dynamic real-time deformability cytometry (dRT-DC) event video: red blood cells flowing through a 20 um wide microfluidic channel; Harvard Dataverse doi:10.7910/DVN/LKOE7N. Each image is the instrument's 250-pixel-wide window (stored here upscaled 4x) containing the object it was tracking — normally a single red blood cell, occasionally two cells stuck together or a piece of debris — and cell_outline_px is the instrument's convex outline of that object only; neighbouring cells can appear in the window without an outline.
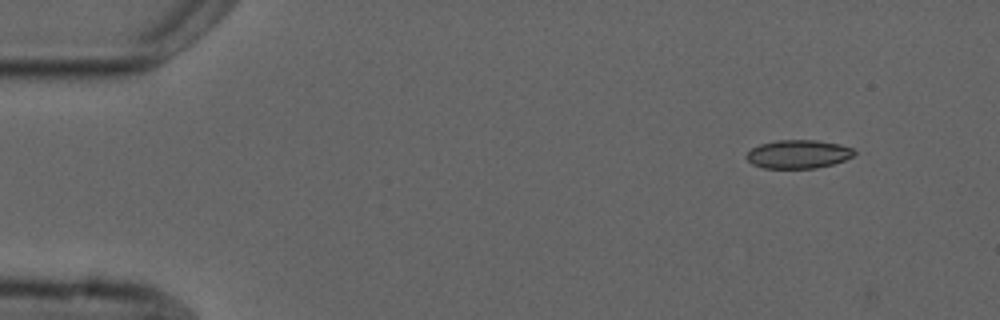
{"species": "common noctule bat (a hibernating species)", "species_latin": "Nyctalus noctula", "temperature_condition": "cold", "stored_images_in_passage": 6, "camera_frame_rate_fps": 3000, "um_per_image_px": 0.085, "animal": {"sex": "male", "forearm_length_mm": 52.5}, "frame": {"image": 1, "passage_image": 1, "time_ms": 0.0, "image_size_px": [1000, 320], "cell_outline_px": [[856, 152], [852, 156], [844, 160], [832, 164], [816, 168], [764, 168], [752, 164], [744, 156], [752, 148], [760, 144], [776, 140], [816, 140], [840, 144], [852, 148]], "centroid_in_image_um": [67.83, 13.1], "position_along_channel_um": 17.2, "area_um2": 17.86}}
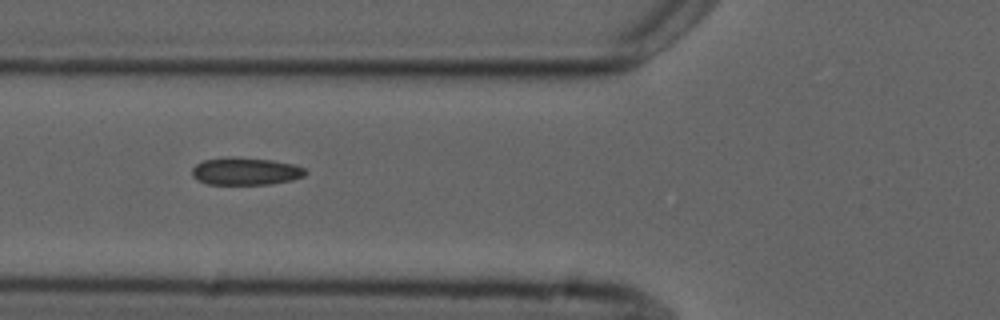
{"frame": {"image": 2, "passage_image": 5, "time_ms": 5.0, "image_size_px": [1000, 320], "cell_outline_px": [[308, 172], [304, 176], [292, 180], [272, 184], [208, 184], [196, 180], [192, 176], [192, 168], [196, 164], [204, 160], [228, 156], [232, 156], [272, 160], [292, 164], [304, 168]], "centroid_in_image_um": [20.86, 14.55], "position_along_channel_um": 104.9, "area_um2": 18.32}}
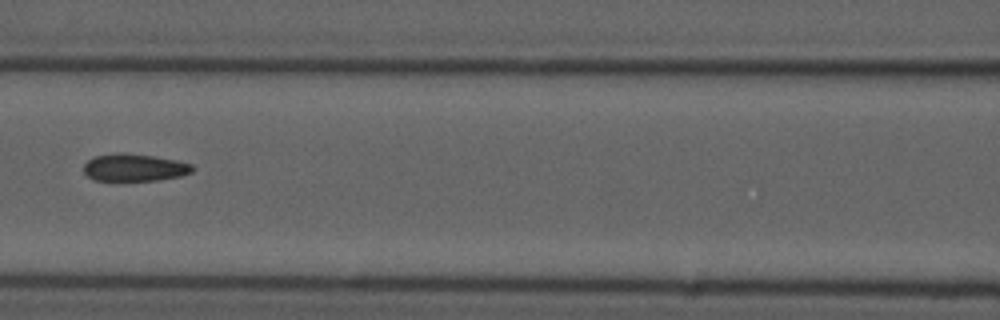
{"frame": {"image": 3, "passage_image": 6, "time_ms": 6.333, "image_size_px": [1000, 320], "cell_outline_px": [[196, 168], [192, 172], [180, 176], [156, 180], [92, 180], [84, 172], [84, 164], [88, 160], [96, 156], [120, 152], [152, 156], [176, 160], [192, 164]], "centroid_in_image_um": [11.44, 14.24], "position_along_channel_um": 155.2, "area_um2": 17.22}}